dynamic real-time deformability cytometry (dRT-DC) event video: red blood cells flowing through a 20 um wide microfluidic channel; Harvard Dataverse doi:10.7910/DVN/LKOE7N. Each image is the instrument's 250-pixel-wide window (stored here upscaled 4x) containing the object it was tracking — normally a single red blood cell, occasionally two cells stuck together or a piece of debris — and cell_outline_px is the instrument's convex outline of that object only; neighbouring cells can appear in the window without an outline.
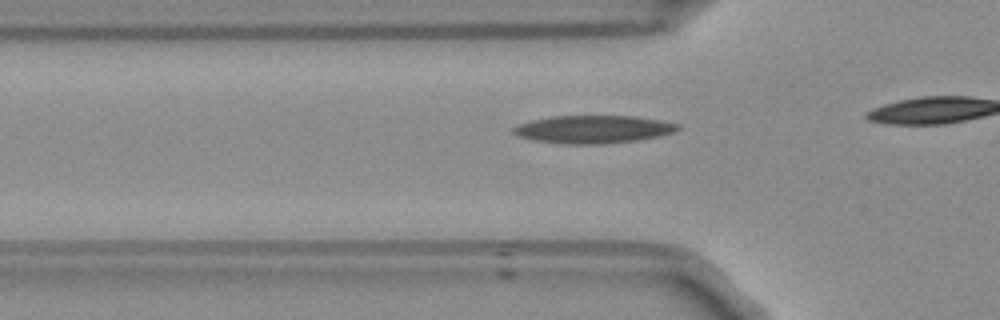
{"species": "Egyptian fruit bat (a non-hibernating species)", "species_latin": "Rousettus aegyptiacus", "temperature_condition": "room temperature", "stored_images_in_passage": 18, "camera_frame_rate_fps": 3000, "um_per_image_px": 0.085, "frame": {"image": 1, "passage_image": 13, "time_ms": 4.0, "image_size_px": [1000, 320], "cell_outline_px": [[680, 128], [676, 132], [660, 136], [640, 140], [604, 144], [564, 144], [536, 140], [520, 136], [512, 132], [512, 128], [520, 124], [532, 120], [552, 116], [636, 116], [660, 120], [680, 124]], "centroid_in_image_um": [50.5, 10.99], "position_along_channel_um": 75.3, "area_um2": 26.76}}